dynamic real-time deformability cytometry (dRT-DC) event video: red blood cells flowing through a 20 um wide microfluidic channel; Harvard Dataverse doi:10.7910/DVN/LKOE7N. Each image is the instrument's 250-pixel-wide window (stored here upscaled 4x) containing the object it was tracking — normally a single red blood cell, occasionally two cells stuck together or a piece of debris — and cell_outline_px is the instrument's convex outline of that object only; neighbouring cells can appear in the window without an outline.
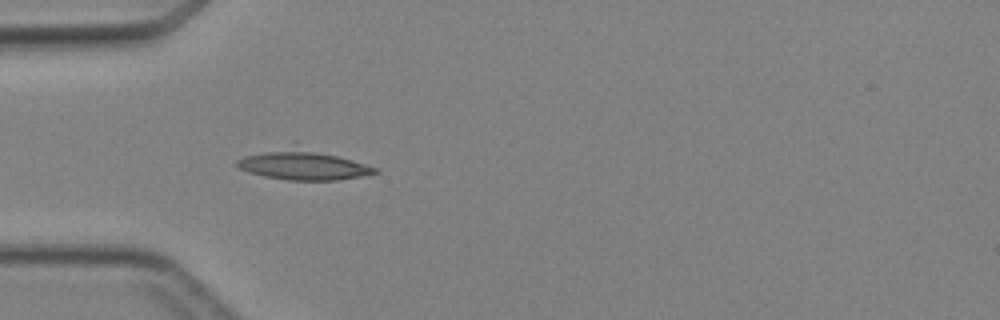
{"species": "Egyptian fruit bat (a non-hibernating species)", "species_latin": "Rousettus aegyptiacus", "temperature_condition": "cold", "stored_images_in_passage": 4, "camera_frame_rate_fps": 3000, "um_per_image_px": 0.085, "animal": {"sex": "female"}, "frame": {"image": 1, "passage_image": 4, "time_ms": 3.667, "image_size_px": [1000, 320], "cell_outline_px": [[380, 172], [360, 176], [336, 180], [288, 180], [264, 176], [248, 172], [240, 168], [236, 164], [236, 160], [244, 156], [296, 140], [376, 168]], "centroid_in_image_um": [25.71, 13.91], "position_along_channel_um": 59.3, "area_um2": 25.37}}